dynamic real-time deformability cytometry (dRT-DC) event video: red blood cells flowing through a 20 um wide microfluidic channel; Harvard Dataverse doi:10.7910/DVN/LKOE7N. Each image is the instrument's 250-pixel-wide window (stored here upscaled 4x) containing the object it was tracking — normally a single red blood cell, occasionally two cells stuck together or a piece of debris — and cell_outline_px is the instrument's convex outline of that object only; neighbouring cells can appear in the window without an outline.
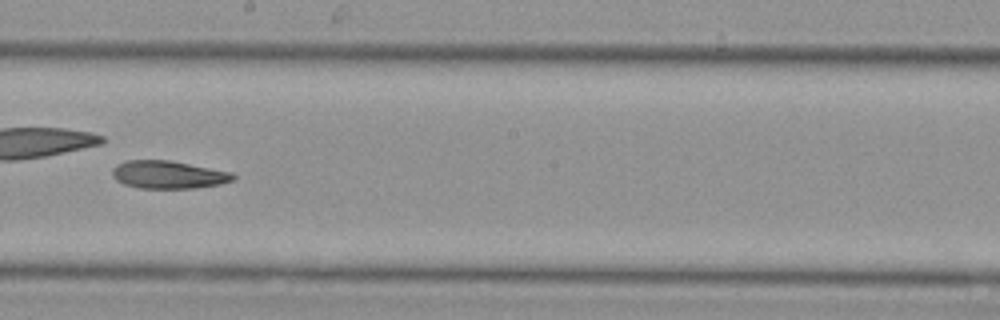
{"species": "Egyptian fruit bat (a non-hibernating species)", "species_latin": "Rousettus aegyptiacus", "temperature_condition": "cold", "stored_images_in_passage": 22, "camera_frame_rate_fps": 3000, "um_per_image_px": 0.085, "animal": {"sex": "female"}, "frame": {"image": 1, "passage_image": 18, "time_ms": 5.667, "image_size_px": [1000, 320], "cell_outline_px": [[236, 180], [220, 184], [196, 188], [140, 188], [124, 184], [116, 180], [112, 176], [112, 168], [116, 164], [128, 160], [168, 160], [232, 172], [236, 176]], "centroid_in_image_um": [14.31, 14.85], "position_along_channel_um": 233.9, "area_um2": 19.65}}